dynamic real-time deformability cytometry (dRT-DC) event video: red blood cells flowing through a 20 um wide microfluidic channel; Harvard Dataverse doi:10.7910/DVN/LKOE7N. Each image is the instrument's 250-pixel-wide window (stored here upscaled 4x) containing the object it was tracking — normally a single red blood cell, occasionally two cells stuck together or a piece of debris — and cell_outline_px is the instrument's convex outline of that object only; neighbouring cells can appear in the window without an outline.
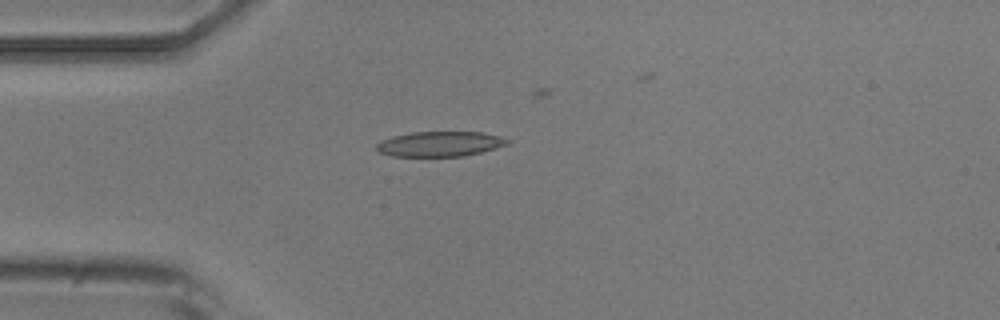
{"species": "common noctule bat (a hibernating species)", "species_latin": "Nyctalus noctula", "temperature_condition": "room temperature", "stored_images_in_passage": 6, "camera_frame_rate_fps": 3000, "um_per_image_px": 0.085, "animal": {"sex": "male", "body_mass_g": 20.5, "forearm_length_mm": 52.5}, "frame": {"image": 1, "passage_image": 4, "time_ms": 4.333, "image_size_px": [1000, 320], "cell_outline_px": [[508, 144], [496, 148], [464, 156], [392, 156], [380, 152], [376, 148], [376, 144], [380, 140], [392, 136], [412, 132], [480, 132], [500, 136], [508, 140]], "centroid_in_image_um": [37.36, 12.23], "position_along_channel_um": 47.6, "area_um2": 19.02}}